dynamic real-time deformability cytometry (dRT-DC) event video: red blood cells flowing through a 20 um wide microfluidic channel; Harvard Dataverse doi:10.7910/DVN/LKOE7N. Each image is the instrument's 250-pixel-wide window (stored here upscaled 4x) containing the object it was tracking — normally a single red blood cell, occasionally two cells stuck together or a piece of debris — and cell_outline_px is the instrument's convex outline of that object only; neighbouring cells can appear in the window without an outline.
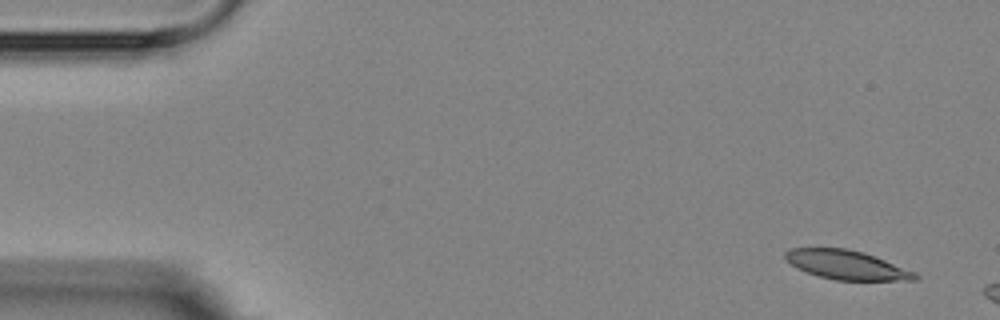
{"species": "Egyptian fruit bat (a non-hibernating species)", "species_latin": "Rousettus aegyptiacus", "temperature_condition": "room temperature", "stored_images_in_passage": 3, "camera_frame_rate_fps": 3000, "um_per_image_px": 0.085, "animal": {"sex": "female"}, "frame": {"image": 1, "passage_image": 1, "time_ms": 0.0, "image_size_px": [1000, 320], "cell_outline_px": [[920, 280], [836, 280], [820, 276], [796, 268], [784, 260], [784, 252], [792, 248], [844, 248], [864, 252], [876, 256], [916, 272], [920, 276]], "centroid_in_image_um": [71.98, 22.51], "position_along_channel_um": 13.0, "area_um2": 22.14}}